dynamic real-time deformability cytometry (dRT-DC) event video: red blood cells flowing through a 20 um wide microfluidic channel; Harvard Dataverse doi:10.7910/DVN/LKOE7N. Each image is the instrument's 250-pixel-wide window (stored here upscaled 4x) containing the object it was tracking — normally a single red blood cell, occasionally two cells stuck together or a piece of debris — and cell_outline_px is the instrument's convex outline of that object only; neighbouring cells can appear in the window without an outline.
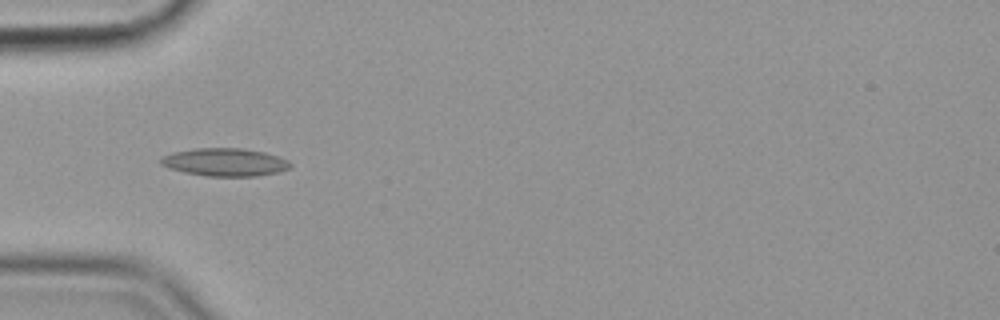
{"species": "common noctule bat (a hibernating species)", "species_latin": "Nyctalus noctula", "temperature_condition": "cold", "stored_images_in_passage": 43, "camera_frame_rate_fps": 3000, "um_per_image_px": 0.085, "animal": {"sex": "female", "body_mass_g": 19.9}, "frame": {"image": 1, "passage_image": 5, "time_ms": 1.333, "image_size_px": [1000, 320], "cell_outline_px": [[292, 164], [288, 168], [280, 172], [256, 176], [208, 176], [184, 172], [168, 168], [160, 164], [160, 160], [164, 156], [172, 152], [196, 148], [244, 148], [264, 152], [280, 156], [288, 160]], "centroid_in_image_um": [19.14, 13.78], "position_along_channel_um": 65.9, "area_um2": 21.15}}
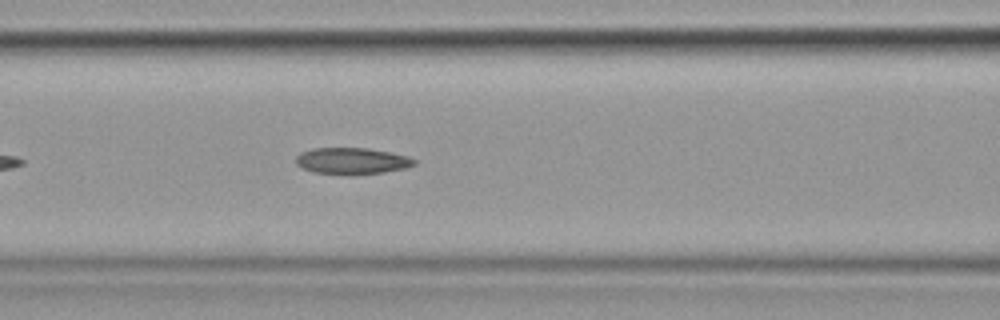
{"frame": {"image": 2, "passage_image": 11, "time_ms": 3.333, "image_size_px": [1000, 320], "cell_outline_px": [[416, 164], [408, 168], [384, 172], [352, 176], [312, 172], [296, 164], [296, 156], [300, 152], [312, 148], [368, 148], [392, 152], [408, 156], [416, 160]], "centroid_in_image_um": [29.94, 13.69], "position_along_channel_um": 136.7, "area_um2": 18.73}}
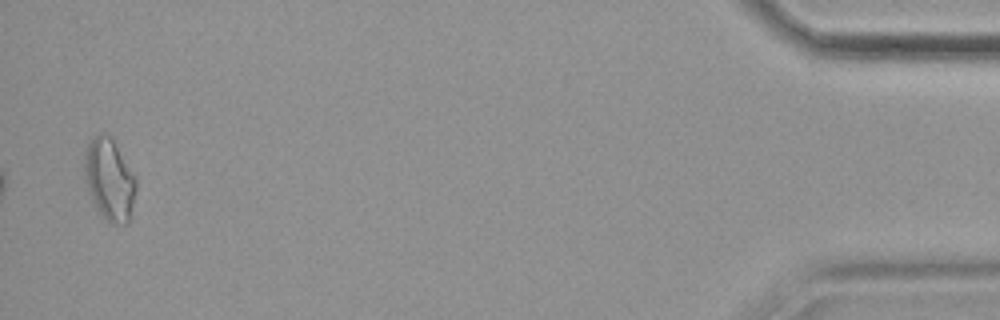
{"frame": {"image": 3, "passage_image": 42, "time_ms": 13.667, "image_size_px": [1000, 320], "cell_outline_px": [[136, 192], [128, 224], [112, 224], [104, 220], [100, 216], [88, 192], [84, 180], [84, 156], [88, 144], [100, 132], [104, 132], [112, 136], [136, 176]], "centroid_in_image_um": [9.3, 15.27], "position_along_channel_um": 425.9, "area_um2": 25.2}, "authors_computed_cell_mechanics": {"area_um2": 18.6694, "velocity_mm_per_s": 3.5867, "shape_relaxation_time_tau1_ms": 8.2671, "shape_relaxation_time_tau2_ms": 8.2349, "deformation_change_tau1": 0.1851, "deformation_change_tau2": 0.1916}}